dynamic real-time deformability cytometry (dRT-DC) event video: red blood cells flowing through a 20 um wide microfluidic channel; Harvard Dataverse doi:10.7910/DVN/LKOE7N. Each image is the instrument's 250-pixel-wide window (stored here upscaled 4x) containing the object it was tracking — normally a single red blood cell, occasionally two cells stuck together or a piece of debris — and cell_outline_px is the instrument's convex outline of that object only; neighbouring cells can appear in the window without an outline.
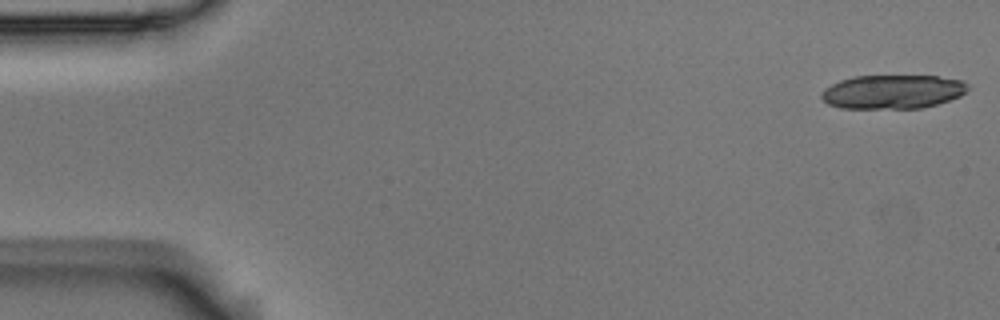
{"species": "Egyptian fruit bat (a non-hibernating species)", "species_latin": "Rousettus aegyptiacus", "temperature_condition": "room temperature", "stored_images_in_passage": 6, "camera_frame_rate_fps": 3000, "um_per_image_px": 0.085, "animal": {"sex": "male"}, "frame": {"image": 1, "passage_image": 1, "time_ms": 0.0, "image_size_px": [1000, 320], "cell_outline_px": [[968, 88], [960, 96], [924, 108], [840, 108], [828, 104], [820, 96], [820, 92], [824, 88], [840, 80], [852, 76], [936, 76], [964, 80], [968, 84]], "centroid_in_image_um": [75.85, 7.79], "position_along_channel_um": 9.1, "area_um2": 29.02}}